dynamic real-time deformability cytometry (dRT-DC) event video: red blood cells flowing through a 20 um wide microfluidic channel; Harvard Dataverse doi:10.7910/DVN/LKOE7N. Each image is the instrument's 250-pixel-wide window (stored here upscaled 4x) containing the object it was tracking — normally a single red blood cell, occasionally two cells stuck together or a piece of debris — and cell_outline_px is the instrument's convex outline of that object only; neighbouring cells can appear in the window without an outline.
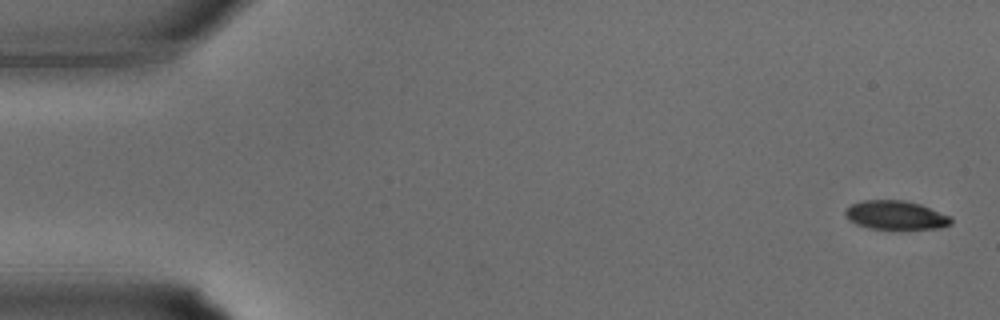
{"species": "common noctule bat (a hibernating species)", "species_latin": "Nyctalus noctula", "temperature_condition": "warm", "stored_images_in_passage": 9, "camera_frame_rate_fps": 3000, "um_per_image_px": 0.085, "animal": {"sex": "male", "body_mass_g": 15.6}, "frame": {"image": 1, "passage_image": 1, "time_ms": 0.0, "image_size_px": [1000, 320], "cell_outline_px": [[952, 224], [940, 228], [868, 228], [856, 224], [848, 220], [844, 216], [844, 212], [852, 204], [864, 200], [904, 200], [920, 204], [952, 216]], "centroid_in_image_um": [76.14, 18.28], "position_along_channel_um": 8.9, "area_um2": 17.69}}
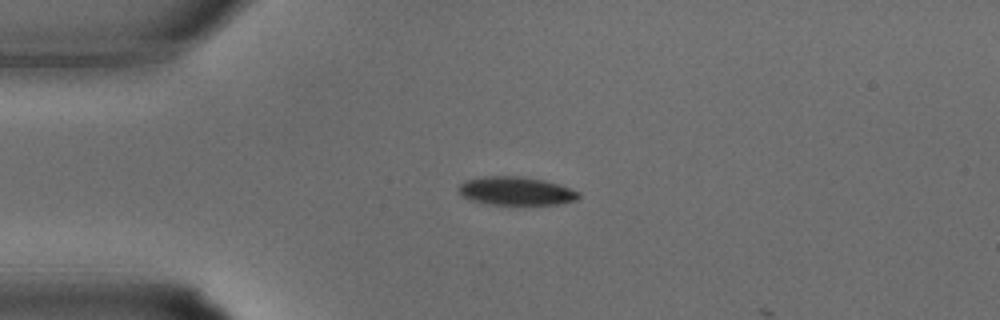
{"frame": {"image": 2, "passage_image": 8, "time_ms": 2.333, "image_size_px": [1000, 320], "cell_outline_px": [[580, 196], [576, 200], [556, 204], [488, 204], [472, 200], [460, 196], [456, 188], [464, 180], [484, 176], [520, 176], [544, 180], [560, 184], [580, 192]], "centroid_in_image_um": [43.82, 16.22], "position_along_channel_um": 41.2, "area_um2": 20.0}}